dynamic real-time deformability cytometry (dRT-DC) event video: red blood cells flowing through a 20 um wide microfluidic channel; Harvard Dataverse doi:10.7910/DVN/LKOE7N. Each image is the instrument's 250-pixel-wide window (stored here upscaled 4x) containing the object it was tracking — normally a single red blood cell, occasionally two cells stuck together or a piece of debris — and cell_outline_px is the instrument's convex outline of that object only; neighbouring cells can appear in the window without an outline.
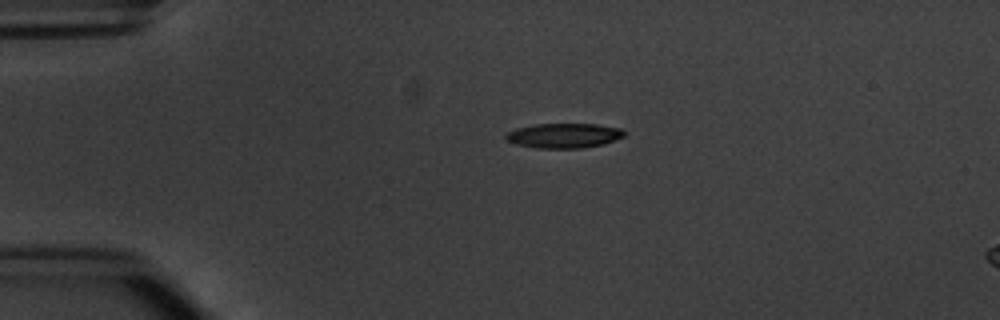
{"species": "common noctule bat (a hibernating species)", "species_latin": "Nyctalus noctula", "temperature_condition": "warm", "stored_images_in_passage": 3, "segment_of_instrument_passage": [1, 2], "camera_frame_rate_fps": 3000, "um_per_image_px": 0.085, "animal": {"sex": "male", "body_mass_g": 20.1, "forearm_length_mm": 53.5}, "frame": {"image": 1, "passage_image": 1, "time_ms": 0.0, "image_size_px": [1000, 320], "cell_outline_px": [[628, 132], [624, 136], [616, 140], [604, 144], [580, 148], [536, 148], [516, 144], [504, 140], [504, 136], [508, 132], [516, 128], [536, 124], [596, 124], [620, 128]], "centroid_in_image_um": [47.94, 11.53], "position_along_channel_um": 37.1, "area_um2": 17.22}}